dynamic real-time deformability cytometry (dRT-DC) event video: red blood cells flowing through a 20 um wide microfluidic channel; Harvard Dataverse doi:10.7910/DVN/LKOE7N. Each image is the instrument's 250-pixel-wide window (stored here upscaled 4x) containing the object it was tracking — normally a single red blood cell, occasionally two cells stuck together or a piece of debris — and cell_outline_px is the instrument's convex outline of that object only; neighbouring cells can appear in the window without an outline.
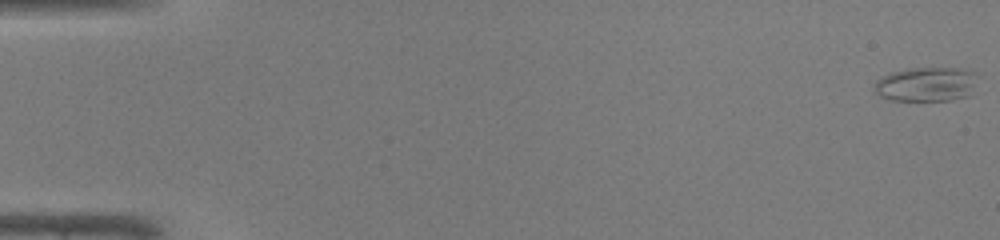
{"species": "common noctule bat (a hibernating species)", "species_latin": "Nyctalus noctula", "temperature_condition": "warm", "stored_images_in_passage": 48, "camera_frame_rate_fps": 3000, "um_per_image_px": 0.085, "animal": {"sex": "male", "body_mass_g": 19.0, "forearm_length_mm": 50.8}, "frame": {"image": 1, "passage_image": 1, "time_ms": 0.0, "image_size_px": [1000, 240], "cell_outline_px": [[976, 72], [972, 96], [952, 100], [892, 100], [880, 96], [872, 88], [876, 80], [892, 72], [912, 68], [960, 68]], "centroid_in_image_um": [78.75, 7.17], "position_along_channel_um": 6.2, "area_um2": 20.75}}
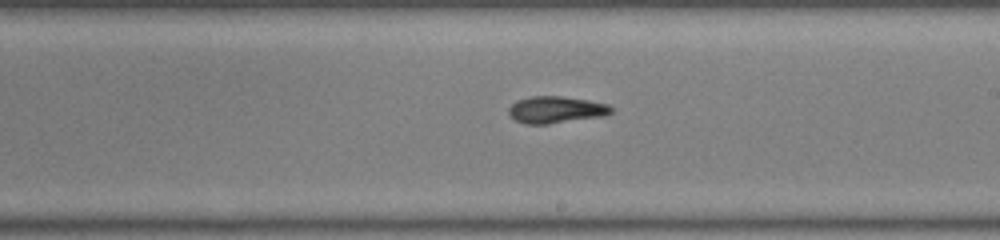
{"frame": {"image": 2, "passage_image": 29, "time_ms": 9.333, "image_size_px": [1000, 240], "cell_outline_px": [[612, 112], [604, 116], [548, 124], [524, 124], [516, 120], [508, 112], [508, 108], [516, 100], [532, 96], [560, 96], [588, 100], [608, 104], [612, 108]], "centroid_in_image_um": [47.25, 9.32], "position_along_channel_um": 241.8, "area_um2": 16.01}}
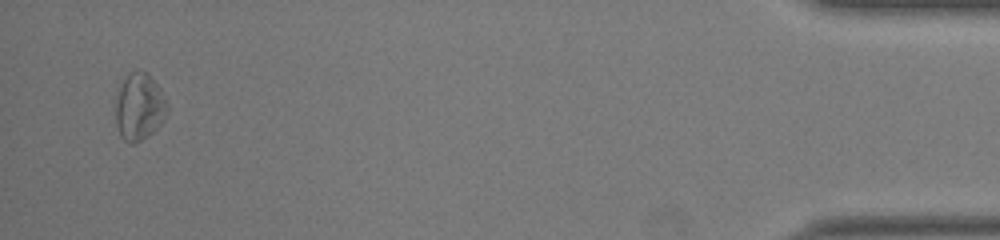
{"frame": {"image": 3, "passage_image": 47, "time_ms": 15.333, "image_size_px": [1000, 240], "cell_outline_px": [[168, 112], [164, 120], [148, 136], [132, 144], [124, 140], [120, 136], [116, 124], [116, 100], [120, 88], [128, 72], [148, 72], [152, 76], [160, 88], [168, 104]], "centroid_in_image_um": [11.86, 9.08], "position_along_channel_um": 423.3, "area_um2": 20.11}, "authors_computed_cell_mechanics": {"area_um2": 17.3111, "velocity_mm_per_s": 4.3092, "shape_relaxation_time_tau1_ms": 7.8064, "shape_relaxation_time_tau2_ms": 4.3261, "deformation_change_tau1": 0.1988, "deformation_change_tau2": 0.1373}}